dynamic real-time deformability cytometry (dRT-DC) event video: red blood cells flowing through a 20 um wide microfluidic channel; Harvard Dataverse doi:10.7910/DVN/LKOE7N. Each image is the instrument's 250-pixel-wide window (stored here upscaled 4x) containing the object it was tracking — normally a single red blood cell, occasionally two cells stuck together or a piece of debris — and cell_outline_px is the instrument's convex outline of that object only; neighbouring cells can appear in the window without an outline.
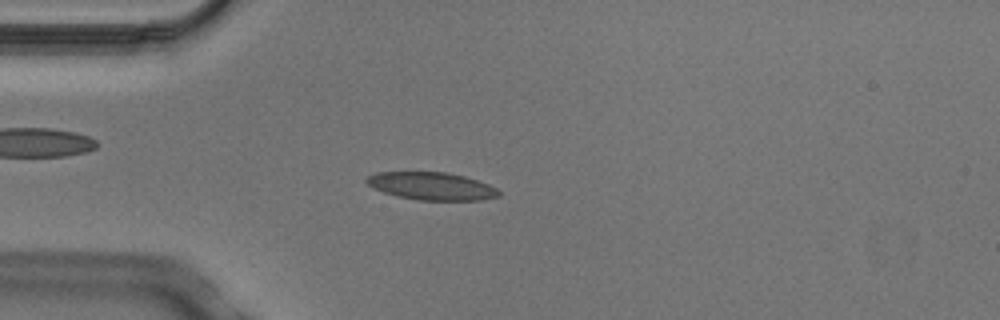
{"species": "Egyptian fruit bat (a non-hibernating species)", "species_latin": "Rousettus aegyptiacus", "temperature_condition": "cold", "stored_images_in_passage": 4, "camera_frame_rate_fps": 3000, "um_per_image_px": 0.085, "animal": {"sex": "male"}, "frame": {"image": 1, "passage_image": 3, "time_ms": 0.667, "image_size_px": [1000, 320], "cell_outline_px": [[500, 196], [480, 200], [420, 200], [396, 196], [384, 192], [368, 184], [364, 180], [368, 176], [376, 172], [448, 172], [464, 176], [488, 184], [496, 188], [500, 192]], "centroid_in_image_um": [36.69, 15.81], "position_along_channel_um": 48.3, "area_um2": 21.21}}